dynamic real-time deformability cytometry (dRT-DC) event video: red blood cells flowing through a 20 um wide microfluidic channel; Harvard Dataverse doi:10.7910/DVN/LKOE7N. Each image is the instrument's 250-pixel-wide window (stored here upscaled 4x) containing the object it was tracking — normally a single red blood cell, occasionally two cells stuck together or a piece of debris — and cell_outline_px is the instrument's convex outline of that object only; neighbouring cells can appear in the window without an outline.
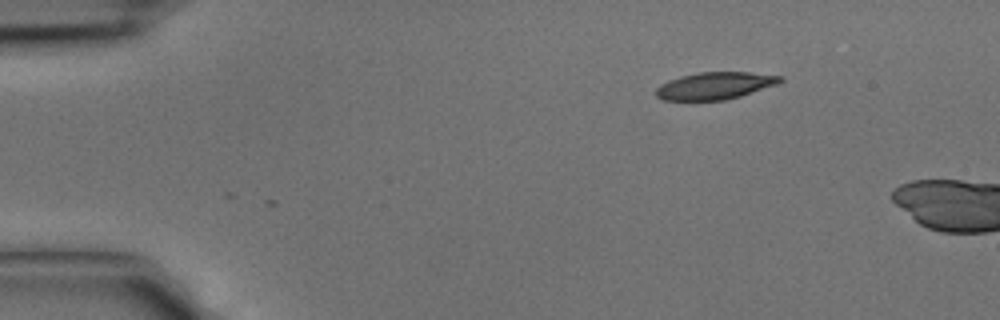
{"species": "common noctule bat (a hibernating species)", "species_latin": "Nyctalus noctula", "temperature_condition": "cold", "stored_images_in_passage": 2, "camera_frame_rate_fps": 3000, "um_per_image_px": 0.085, "animal": {"sex": "male", "body_mass_g": 15.6}, "frame": {"image": 1, "passage_image": 1, "time_ms": 0.0, "image_size_px": [1000, 320], "cell_outline_px": [[784, 80], [776, 84], [740, 96], [724, 100], [664, 100], [656, 96], [656, 88], [660, 84], [668, 80], [680, 76], [700, 72], [748, 72], [784, 76]], "centroid_in_image_um": [60.76, 7.28], "position_along_channel_um": 24.2, "area_um2": 19.59}}